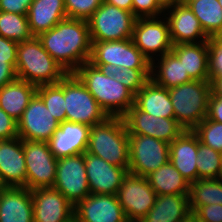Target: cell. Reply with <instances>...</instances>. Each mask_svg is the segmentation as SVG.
Here are the masks:
<instances>
[{
    "instance_id": "obj_4",
    "label": "cell",
    "mask_w": 222,
    "mask_h": 222,
    "mask_svg": "<svg viewBox=\"0 0 222 222\" xmlns=\"http://www.w3.org/2000/svg\"><path fill=\"white\" fill-rule=\"evenodd\" d=\"M86 151L129 170V135L122 117H108L90 128Z\"/></svg>"
},
{
    "instance_id": "obj_35",
    "label": "cell",
    "mask_w": 222,
    "mask_h": 222,
    "mask_svg": "<svg viewBox=\"0 0 222 222\" xmlns=\"http://www.w3.org/2000/svg\"><path fill=\"white\" fill-rule=\"evenodd\" d=\"M36 94L59 123L66 121L64 77L56 84L37 86Z\"/></svg>"
},
{
    "instance_id": "obj_15",
    "label": "cell",
    "mask_w": 222,
    "mask_h": 222,
    "mask_svg": "<svg viewBox=\"0 0 222 222\" xmlns=\"http://www.w3.org/2000/svg\"><path fill=\"white\" fill-rule=\"evenodd\" d=\"M17 124L20 139L48 142L59 129L60 123L35 94Z\"/></svg>"
},
{
    "instance_id": "obj_50",
    "label": "cell",
    "mask_w": 222,
    "mask_h": 222,
    "mask_svg": "<svg viewBox=\"0 0 222 222\" xmlns=\"http://www.w3.org/2000/svg\"><path fill=\"white\" fill-rule=\"evenodd\" d=\"M181 222H202V221L193 211H190L189 214Z\"/></svg>"
},
{
    "instance_id": "obj_29",
    "label": "cell",
    "mask_w": 222,
    "mask_h": 222,
    "mask_svg": "<svg viewBox=\"0 0 222 222\" xmlns=\"http://www.w3.org/2000/svg\"><path fill=\"white\" fill-rule=\"evenodd\" d=\"M150 78L167 89L192 81L180 59L172 51L151 63Z\"/></svg>"
},
{
    "instance_id": "obj_3",
    "label": "cell",
    "mask_w": 222,
    "mask_h": 222,
    "mask_svg": "<svg viewBox=\"0 0 222 222\" xmlns=\"http://www.w3.org/2000/svg\"><path fill=\"white\" fill-rule=\"evenodd\" d=\"M15 70L17 79L35 86L56 84L67 74L46 52L37 36L18 43Z\"/></svg>"
},
{
    "instance_id": "obj_51",
    "label": "cell",
    "mask_w": 222,
    "mask_h": 222,
    "mask_svg": "<svg viewBox=\"0 0 222 222\" xmlns=\"http://www.w3.org/2000/svg\"><path fill=\"white\" fill-rule=\"evenodd\" d=\"M8 186L4 183L1 175H0V193L4 191Z\"/></svg>"
},
{
    "instance_id": "obj_26",
    "label": "cell",
    "mask_w": 222,
    "mask_h": 222,
    "mask_svg": "<svg viewBox=\"0 0 222 222\" xmlns=\"http://www.w3.org/2000/svg\"><path fill=\"white\" fill-rule=\"evenodd\" d=\"M192 80L209 81L208 41L173 45L171 50Z\"/></svg>"
},
{
    "instance_id": "obj_47",
    "label": "cell",
    "mask_w": 222,
    "mask_h": 222,
    "mask_svg": "<svg viewBox=\"0 0 222 222\" xmlns=\"http://www.w3.org/2000/svg\"><path fill=\"white\" fill-rule=\"evenodd\" d=\"M211 95L215 97H222V77L213 78L210 81Z\"/></svg>"
},
{
    "instance_id": "obj_6",
    "label": "cell",
    "mask_w": 222,
    "mask_h": 222,
    "mask_svg": "<svg viewBox=\"0 0 222 222\" xmlns=\"http://www.w3.org/2000/svg\"><path fill=\"white\" fill-rule=\"evenodd\" d=\"M64 99L67 122L92 127L109 117L74 73L64 76Z\"/></svg>"
},
{
    "instance_id": "obj_37",
    "label": "cell",
    "mask_w": 222,
    "mask_h": 222,
    "mask_svg": "<svg viewBox=\"0 0 222 222\" xmlns=\"http://www.w3.org/2000/svg\"><path fill=\"white\" fill-rule=\"evenodd\" d=\"M193 131L201 143L222 153V123L209 120L206 117Z\"/></svg>"
},
{
    "instance_id": "obj_12",
    "label": "cell",
    "mask_w": 222,
    "mask_h": 222,
    "mask_svg": "<svg viewBox=\"0 0 222 222\" xmlns=\"http://www.w3.org/2000/svg\"><path fill=\"white\" fill-rule=\"evenodd\" d=\"M90 63L111 64L132 69H151L150 61L134 45L132 39L119 41H92Z\"/></svg>"
},
{
    "instance_id": "obj_30",
    "label": "cell",
    "mask_w": 222,
    "mask_h": 222,
    "mask_svg": "<svg viewBox=\"0 0 222 222\" xmlns=\"http://www.w3.org/2000/svg\"><path fill=\"white\" fill-rule=\"evenodd\" d=\"M146 178L157 195H189L190 183L170 161L151 172Z\"/></svg>"
},
{
    "instance_id": "obj_14",
    "label": "cell",
    "mask_w": 222,
    "mask_h": 222,
    "mask_svg": "<svg viewBox=\"0 0 222 222\" xmlns=\"http://www.w3.org/2000/svg\"><path fill=\"white\" fill-rule=\"evenodd\" d=\"M122 118L128 134L150 136L169 144L185 130L175 118L155 117L141 111L135 104Z\"/></svg>"
},
{
    "instance_id": "obj_33",
    "label": "cell",
    "mask_w": 222,
    "mask_h": 222,
    "mask_svg": "<svg viewBox=\"0 0 222 222\" xmlns=\"http://www.w3.org/2000/svg\"><path fill=\"white\" fill-rule=\"evenodd\" d=\"M107 75L125 85L134 95L144 86L151 77V69H132L116 67L111 64L94 65Z\"/></svg>"
},
{
    "instance_id": "obj_24",
    "label": "cell",
    "mask_w": 222,
    "mask_h": 222,
    "mask_svg": "<svg viewBox=\"0 0 222 222\" xmlns=\"http://www.w3.org/2000/svg\"><path fill=\"white\" fill-rule=\"evenodd\" d=\"M27 18L32 35L38 37L67 18L64 0H33Z\"/></svg>"
},
{
    "instance_id": "obj_9",
    "label": "cell",
    "mask_w": 222,
    "mask_h": 222,
    "mask_svg": "<svg viewBox=\"0 0 222 222\" xmlns=\"http://www.w3.org/2000/svg\"><path fill=\"white\" fill-rule=\"evenodd\" d=\"M27 172L26 188H53L58 159L50 150L48 142L23 140Z\"/></svg>"
},
{
    "instance_id": "obj_19",
    "label": "cell",
    "mask_w": 222,
    "mask_h": 222,
    "mask_svg": "<svg viewBox=\"0 0 222 222\" xmlns=\"http://www.w3.org/2000/svg\"><path fill=\"white\" fill-rule=\"evenodd\" d=\"M164 16L169 24L170 38L173 45L201 43L210 39L188 5H174L165 10Z\"/></svg>"
},
{
    "instance_id": "obj_52",
    "label": "cell",
    "mask_w": 222,
    "mask_h": 222,
    "mask_svg": "<svg viewBox=\"0 0 222 222\" xmlns=\"http://www.w3.org/2000/svg\"><path fill=\"white\" fill-rule=\"evenodd\" d=\"M179 4L181 5H188L190 2L194 1V0H178Z\"/></svg>"
},
{
    "instance_id": "obj_55",
    "label": "cell",
    "mask_w": 222,
    "mask_h": 222,
    "mask_svg": "<svg viewBox=\"0 0 222 222\" xmlns=\"http://www.w3.org/2000/svg\"><path fill=\"white\" fill-rule=\"evenodd\" d=\"M219 4L221 5V8H222V0H218Z\"/></svg>"
},
{
    "instance_id": "obj_31",
    "label": "cell",
    "mask_w": 222,
    "mask_h": 222,
    "mask_svg": "<svg viewBox=\"0 0 222 222\" xmlns=\"http://www.w3.org/2000/svg\"><path fill=\"white\" fill-rule=\"evenodd\" d=\"M188 200L191 211L204 205H222V180L197 179L190 184Z\"/></svg>"
},
{
    "instance_id": "obj_7",
    "label": "cell",
    "mask_w": 222,
    "mask_h": 222,
    "mask_svg": "<svg viewBox=\"0 0 222 222\" xmlns=\"http://www.w3.org/2000/svg\"><path fill=\"white\" fill-rule=\"evenodd\" d=\"M137 17L107 2L87 20L92 41H119L132 38Z\"/></svg>"
},
{
    "instance_id": "obj_13",
    "label": "cell",
    "mask_w": 222,
    "mask_h": 222,
    "mask_svg": "<svg viewBox=\"0 0 222 222\" xmlns=\"http://www.w3.org/2000/svg\"><path fill=\"white\" fill-rule=\"evenodd\" d=\"M53 188L75 206L90 195L85 167V152L59 158Z\"/></svg>"
},
{
    "instance_id": "obj_34",
    "label": "cell",
    "mask_w": 222,
    "mask_h": 222,
    "mask_svg": "<svg viewBox=\"0 0 222 222\" xmlns=\"http://www.w3.org/2000/svg\"><path fill=\"white\" fill-rule=\"evenodd\" d=\"M0 35L18 43L31 39L27 15L0 11Z\"/></svg>"
},
{
    "instance_id": "obj_10",
    "label": "cell",
    "mask_w": 222,
    "mask_h": 222,
    "mask_svg": "<svg viewBox=\"0 0 222 222\" xmlns=\"http://www.w3.org/2000/svg\"><path fill=\"white\" fill-rule=\"evenodd\" d=\"M128 135V172L146 177L169 161V143L145 135Z\"/></svg>"
},
{
    "instance_id": "obj_2",
    "label": "cell",
    "mask_w": 222,
    "mask_h": 222,
    "mask_svg": "<svg viewBox=\"0 0 222 222\" xmlns=\"http://www.w3.org/2000/svg\"><path fill=\"white\" fill-rule=\"evenodd\" d=\"M73 73L109 117H122L134 105L135 95L125 85L89 61Z\"/></svg>"
},
{
    "instance_id": "obj_23",
    "label": "cell",
    "mask_w": 222,
    "mask_h": 222,
    "mask_svg": "<svg viewBox=\"0 0 222 222\" xmlns=\"http://www.w3.org/2000/svg\"><path fill=\"white\" fill-rule=\"evenodd\" d=\"M0 222H34L31 190L8 186L0 193Z\"/></svg>"
},
{
    "instance_id": "obj_49",
    "label": "cell",
    "mask_w": 222,
    "mask_h": 222,
    "mask_svg": "<svg viewBox=\"0 0 222 222\" xmlns=\"http://www.w3.org/2000/svg\"><path fill=\"white\" fill-rule=\"evenodd\" d=\"M157 2L164 10L179 4L178 0H157Z\"/></svg>"
},
{
    "instance_id": "obj_48",
    "label": "cell",
    "mask_w": 222,
    "mask_h": 222,
    "mask_svg": "<svg viewBox=\"0 0 222 222\" xmlns=\"http://www.w3.org/2000/svg\"><path fill=\"white\" fill-rule=\"evenodd\" d=\"M120 9L132 12V0H104Z\"/></svg>"
},
{
    "instance_id": "obj_44",
    "label": "cell",
    "mask_w": 222,
    "mask_h": 222,
    "mask_svg": "<svg viewBox=\"0 0 222 222\" xmlns=\"http://www.w3.org/2000/svg\"><path fill=\"white\" fill-rule=\"evenodd\" d=\"M33 0H0V11L27 15Z\"/></svg>"
},
{
    "instance_id": "obj_36",
    "label": "cell",
    "mask_w": 222,
    "mask_h": 222,
    "mask_svg": "<svg viewBox=\"0 0 222 222\" xmlns=\"http://www.w3.org/2000/svg\"><path fill=\"white\" fill-rule=\"evenodd\" d=\"M198 179H218L222 168V153L204 145L198 138Z\"/></svg>"
},
{
    "instance_id": "obj_20",
    "label": "cell",
    "mask_w": 222,
    "mask_h": 222,
    "mask_svg": "<svg viewBox=\"0 0 222 222\" xmlns=\"http://www.w3.org/2000/svg\"><path fill=\"white\" fill-rule=\"evenodd\" d=\"M0 175L9 187H26L23 140L19 137L0 140Z\"/></svg>"
},
{
    "instance_id": "obj_41",
    "label": "cell",
    "mask_w": 222,
    "mask_h": 222,
    "mask_svg": "<svg viewBox=\"0 0 222 222\" xmlns=\"http://www.w3.org/2000/svg\"><path fill=\"white\" fill-rule=\"evenodd\" d=\"M18 137L17 121L0 108V140Z\"/></svg>"
},
{
    "instance_id": "obj_11",
    "label": "cell",
    "mask_w": 222,
    "mask_h": 222,
    "mask_svg": "<svg viewBox=\"0 0 222 222\" xmlns=\"http://www.w3.org/2000/svg\"><path fill=\"white\" fill-rule=\"evenodd\" d=\"M157 194L146 177L128 172L117 192L128 222L141 221L154 206Z\"/></svg>"
},
{
    "instance_id": "obj_27",
    "label": "cell",
    "mask_w": 222,
    "mask_h": 222,
    "mask_svg": "<svg viewBox=\"0 0 222 222\" xmlns=\"http://www.w3.org/2000/svg\"><path fill=\"white\" fill-rule=\"evenodd\" d=\"M36 91L37 86L16 79L0 88V108L18 122Z\"/></svg>"
},
{
    "instance_id": "obj_53",
    "label": "cell",
    "mask_w": 222,
    "mask_h": 222,
    "mask_svg": "<svg viewBox=\"0 0 222 222\" xmlns=\"http://www.w3.org/2000/svg\"><path fill=\"white\" fill-rule=\"evenodd\" d=\"M210 38H222V28H221V30L217 33V35H214V36H212V37H210Z\"/></svg>"
},
{
    "instance_id": "obj_5",
    "label": "cell",
    "mask_w": 222,
    "mask_h": 222,
    "mask_svg": "<svg viewBox=\"0 0 222 222\" xmlns=\"http://www.w3.org/2000/svg\"><path fill=\"white\" fill-rule=\"evenodd\" d=\"M174 115L185 130H193L208 116L210 81H197L181 84L168 89Z\"/></svg>"
},
{
    "instance_id": "obj_39",
    "label": "cell",
    "mask_w": 222,
    "mask_h": 222,
    "mask_svg": "<svg viewBox=\"0 0 222 222\" xmlns=\"http://www.w3.org/2000/svg\"><path fill=\"white\" fill-rule=\"evenodd\" d=\"M209 81L222 77V38L208 40Z\"/></svg>"
},
{
    "instance_id": "obj_46",
    "label": "cell",
    "mask_w": 222,
    "mask_h": 222,
    "mask_svg": "<svg viewBox=\"0 0 222 222\" xmlns=\"http://www.w3.org/2000/svg\"><path fill=\"white\" fill-rule=\"evenodd\" d=\"M16 79V70L6 61H0V88Z\"/></svg>"
},
{
    "instance_id": "obj_25",
    "label": "cell",
    "mask_w": 222,
    "mask_h": 222,
    "mask_svg": "<svg viewBox=\"0 0 222 222\" xmlns=\"http://www.w3.org/2000/svg\"><path fill=\"white\" fill-rule=\"evenodd\" d=\"M134 104L155 117L175 118L168 89L157 85L151 78L135 94Z\"/></svg>"
},
{
    "instance_id": "obj_42",
    "label": "cell",
    "mask_w": 222,
    "mask_h": 222,
    "mask_svg": "<svg viewBox=\"0 0 222 222\" xmlns=\"http://www.w3.org/2000/svg\"><path fill=\"white\" fill-rule=\"evenodd\" d=\"M17 46L18 42L0 35V61H6L14 69L17 63Z\"/></svg>"
},
{
    "instance_id": "obj_40",
    "label": "cell",
    "mask_w": 222,
    "mask_h": 222,
    "mask_svg": "<svg viewBox=\"0 0 222 222\" xmlns=\"http://www.w3.org/2000/svg\"><path fill=\"white\" fill-rule=\"evenodd\" d=\"M164 12L157 0H132V13L137 18L163 16Z\"/></svg>"
},
{
    "instance_id": "obj_22",
    "label": "cell",
    "mask_w": 222,
    "mask_h": 222,
    "mask_svg": "<svg viewBox=\"0 0 222 222\" xmlns=\"http://www.w3.org/2000/svg\"><path fill=\"white\" fill-rule=\"evenodd\" d=\"M88 125L73 122H62L59 129L48 141L50 150L59 159L84 153L90 133Z\"/></svg>"
},
{
    "instance_id": "obj_17",
    "label": "cell",
    "mask_w": 222,
    "mask_h": 222,
    "mask_svg": "<svg viewBox=\"0 0 222 222\" xmlns=\"http://www.w3.org/2000/svg\"><path fill=\"white\" fill-rule=\"evenodd\" d=\"M34 222H71L74 206L54 188L31 190Z\"/></svg>"
},
{
    "instance_id": "obj_28",
    "label": "cell",
    "mask_w": 222,
    "mask_h": 222,
    "mask_svg": "<svg viewBox=\"0 0 222 222\" xmlns=\"http://www.w3.org/2000/svg\"><path fill=\"white\" fill-rule=\"evenodd\" d=\"M190 211L188 195H157L154 206L139 222H181Z\"/></svg>"
},
{
    "instance_id": "obj_21",
    "label": "cell",
    "mask_w": 222,
    "mask_h": 222,
    "mask_svg": "<svg viewBox=\"0 0 222 222\" xmlns=\"http://www.w3.org/2000/svg\"><path fill=\"white\" fill-rule=\"evenodd\" d=\"M198 136L193 130H184L170 143L169 161L190 184L198 179Z\"/></svg>"
},
{
    "instance_id": "obj_32",
    "label": "cell",
    "mask_w": 222,
    "mask_h": 222,
    "mask_svg": "<svg viewBox=\"0 0 222 222\" xmlns=\"http://www.w3.org/2000/svg\"><path fill=\"white\" fill-rule=\"evenodd\" d=\"M193 14L210 38L222 28V8L218 0H194L188 4Z\"/></svg>"
},
{
    "instance_id": "obj_1",
    "label": "cell",
    "mask_w": 222,
    "mask_h": 222,
    "mask_svg": "<svg viewBox=\"0 0 222 222\" xmlns=\"http://www.w3.org/2000/svg\"><path fill=\"white\" fill-rule=\"evenodd\" d=\"M38 38L46 52L67 73H73L90 60L92 40L86 20L63 19Z\"/></svg>"
},
{
    "instance_id": "obj_38",
    "label": "cell",
    "mask_w": 222,
    "mask_h": 222,
    "mask_svg": "<svg viewBox=\"0 0 222 222\" xmlns=\"http://www.w3.org/2000/svg\"><path fill=\"white\" fill-rule=\"evenodd\" d=\"M104 0H64L67 18L88 20Z\"/></svg>"
},
{
    "instance_id": "obj_8",
    "label": "cell",
    "mask_w": 222,
    "mask_h": 222,
    "mask_svg": "<svg viewBox=\"0 0 222 222\" xmlns=\"http://www.w3.org/2000/svg\"><path fill=\"white\" fill-rule=\"evenodd\" d=\"M162 17H139L134 24L131 39L150 63L173 48L168 21Z\"/></svg>"
},
{
    "instance_id": "obj_16",
    "label": "cell",
    "mask_w": 222,
    "mask_h": 222,
    "mask_svg": "<svg viewBox=\"0 0 222 222\" xmlns=\"http://www.w3.org/2000/svg\"><path fill=\"white\" fill-rule=\"evenodd\" d=\"M76 222H128L117 195L90 194L74 206Z\"/></svg>"
},
{
    "instance_id": "obj_18",
    "label": "cell",
    "mask_w": 222,
    "mask_h": 222,
    "mask_svg": "<svg viewBox=\"0 0 222 222\" xmlns=\"http://www.w3.org/2000/svg\"><path fill=\"white\" fill-rule=\"evenodd\" d=\"M85 167L91 194H114L122 185L128 171L123 167L112 165L85 151Z\"/></svg>"
},
{
    "instance_id": "obj_45",
    "label": "cell",
    "mask_w": 222,
    "mask_h": 222,
    "mask_svg": "<svg viewBox=\"0 0 222 222\" xmlns=\"http://www.w3.org/2000/svg\"><path fill=\"white\" fill-rule=\"evenodd\" d=\"M207 118L222 123V97L210 95Z\"/></svg>"
},
{
    "instance_id": "obj_54",
    "label": "cell",
    "mask_w": 222,
    "mask_h": 222,
    "mask_svg": "<svg viewBox=\"0 0 222 222\" xmlns=\"http://www.w3.org/2000/svg\"><path fill=\"white\" fill-rule=\"evenodd\" d=\"M218 179L222 180V168H221V173H220V175H219V178H218Z\"/></svg>"
},
{
    "instance_id": "obj_43",
    "label": "cell",
    "mask_w": 222,
    "mask_h": 222,
    "mask_svg": "<svg viewBox=\"0 0 222 222\" xmlns=\"http://www.w3.org/2000/svg\"><path fill=\"white\" fill-rule=\"evenodd\" d=\"M193 212L202 222H222V205L220 204L197 207Z\"/></svg>"
}]
</instances>
